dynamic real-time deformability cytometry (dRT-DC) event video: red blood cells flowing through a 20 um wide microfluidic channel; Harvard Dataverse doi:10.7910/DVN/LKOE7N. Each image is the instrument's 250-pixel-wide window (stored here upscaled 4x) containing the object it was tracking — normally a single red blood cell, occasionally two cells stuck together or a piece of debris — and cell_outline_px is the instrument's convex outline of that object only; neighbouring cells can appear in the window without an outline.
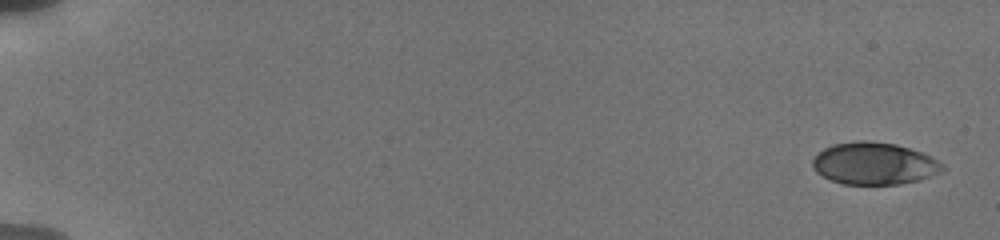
{"species": "human", "species_latin": "Homo sapiens", "temperature_condition": "cold", "stored_images_in_passage": 52, "camera_frame_rate_fps": 3000, "um_per_image_px": 0.085, "donor": {"sex": "male"}, "frame": {"image": 1, "passage_image": 1, "time_ms": 0.0, "image_size_px": [1000, 240], "cell_outline_px": [[944, 172], [920, 180], [900, 184], [844, 184], [832, 180], [816, 172], [812, 168], [812, 160], [824, 148], [832, 144], [856, 140], [868, 140], [896, 144], [920, 152], [936, 160], [944, 168]], "centroid_in_image_um": [74.29, 13.9], "position_along_channel_um": 10.7, "area_um2": 31.85}}
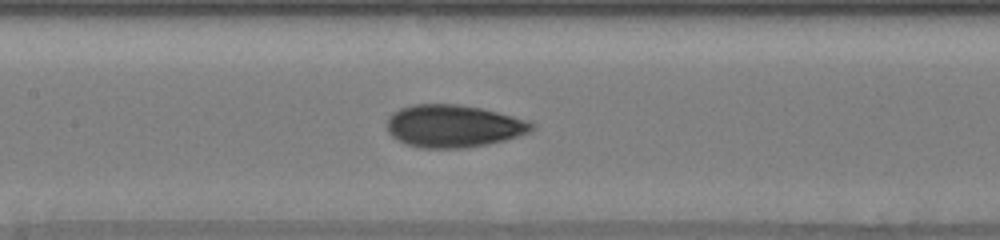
{"frame": {"image": 2, "passage_image": 26, "time_ms": 9.0, "image_size_px": [1000, 240], "cell_outline_px": [[536, 124], [528, 132], [504, 140], [488, 144], [464, 148], [420, 148], [404, 144], [396, 140], [388, 132], [384, 124], [388, 116], [392, 112], [400, 108], [412, 104], [456, 104], [480, 108], [528, 120]], "centroid_in_image_um": [38.45, 10.72], "position_along_channel_um": 168.9, "area_um2": 36.07}}
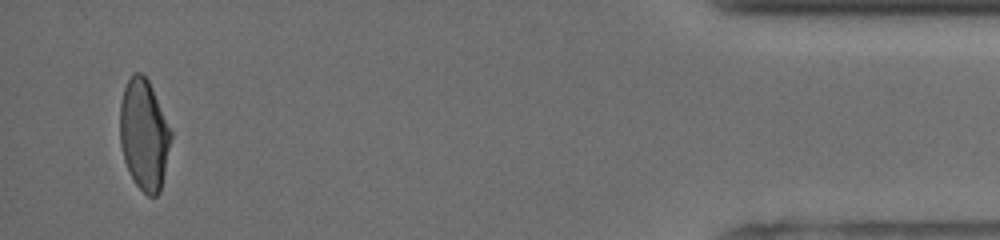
{"frame": {"image": 3, "passage_image": 51, "time_ms": 17.333, "image_size_px": [1000, 240], "cell_outline_px": [[172, 136], [160, 192], [156, 196], [148, 196], [136, 184], [124, 160], [120, 144], [120, 104], [124, 88], [132, 72], [140, 72], [148, 80], [152, 88], [172, 132]], "centroid_in_image_um": [12.24, 11.43], "position_along_channel_um": 423.0, "area_um2": 32.66}, "authors_computed_cell_mechanics": {"area_um2": 33.6685, "velocity_mm_per_s": 3.8139, "shape_relaxation_time_tau1_ms": 4.1682, "shape_relaxation_time_tau2_ms": 1.3792, "deformation_change_tau1": 0.1528, "deformation_change_tau2": 0.0676}}